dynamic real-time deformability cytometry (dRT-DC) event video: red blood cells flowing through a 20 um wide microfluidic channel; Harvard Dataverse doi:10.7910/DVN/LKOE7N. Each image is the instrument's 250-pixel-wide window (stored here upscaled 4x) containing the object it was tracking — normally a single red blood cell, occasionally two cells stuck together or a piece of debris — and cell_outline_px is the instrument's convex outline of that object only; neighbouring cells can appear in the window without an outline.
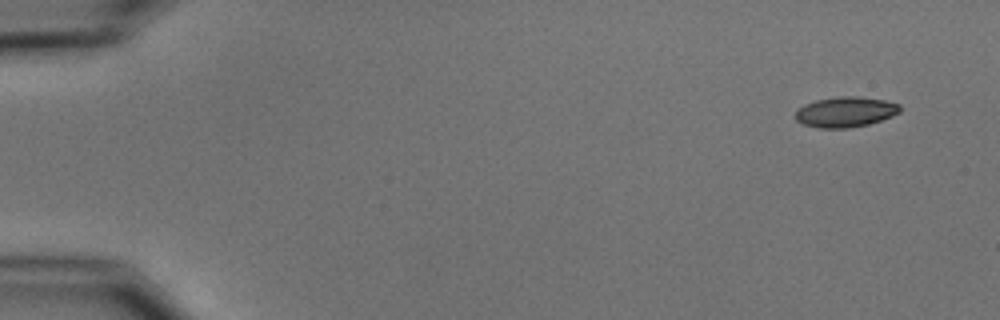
{"species": "common noctule bat (a hibernating species)", "species_latin": "Nyctalus noctula", "temperature_condition": "cold", "stored_images_in_passage": 4, "camera_frame_rate_fps": 3000, "um_per_image_px": 0.085, "animal": {"sex": "male", "body_mass_g": 15.6}, "frame": {"image": 1, "passage_image": 1, "time_ms": 0.0, "image_size_px": [1000, 320], "cell_outline_px": [[900, 112], [892, 116], [868, 124], [848, 128], [816, 128], [804, 124], [796, 120], [796, 112], [804, 104], [816, 100], [840, 96], [860, 96], [884, 100], [900, 104]], "centroid_in_image_um": [71.87, 9.51], "position_along_channel_um": 13.1, "area_um2": 18.44}}
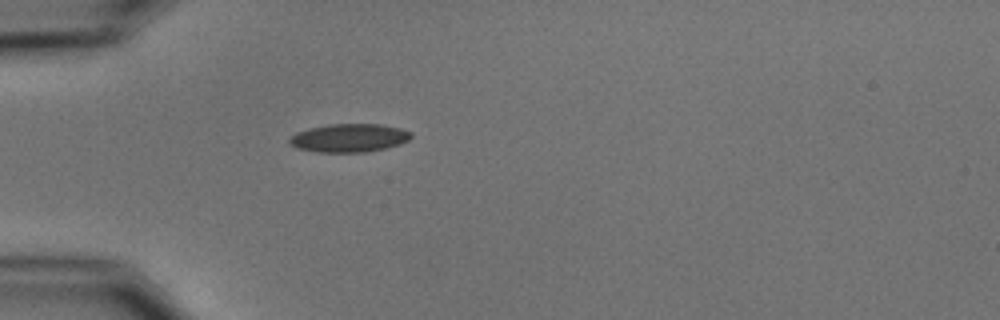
{"frame": {"image": 2, "passage_image": 4, "time_ms": 4.333, "image_size_px": [1000, 320], "cell_outline_px": [[412, 136], [408, 140], [400, 144], [388, 148], [364, 152], [316, 152], [296, 148], [288, 144], [288, 140], [296, 132], [308, 128], [328, 124], [380, 124], [400, 128], [412, 132]], "centroid_in_image_um": [29.66, 11.72], "position_along_channel_um": 55.3, "area_um2": 20.29}}